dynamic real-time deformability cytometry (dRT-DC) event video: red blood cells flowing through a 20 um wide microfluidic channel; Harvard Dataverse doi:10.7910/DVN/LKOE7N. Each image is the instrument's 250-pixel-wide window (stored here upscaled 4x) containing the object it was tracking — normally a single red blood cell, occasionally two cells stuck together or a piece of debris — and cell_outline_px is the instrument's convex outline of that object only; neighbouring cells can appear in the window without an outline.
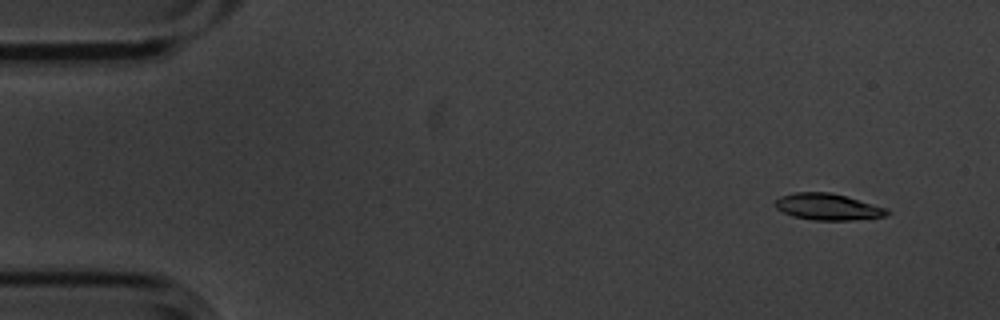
{"species": "common noctule bat (a hibernating species)", "species_latin": "Nyctalus noctula", "temperature_condition": "cold", "stored_images_in_passage": 17, "camera_frame_rate_fps": 3000, "um_per_image_px": 0.085, "animal": {"sex": "male", "body_mass_g": 20.1, "forearm_length_mm": 53.5}, "frame": {"image": 1, "passage_image": 5, "time_ms": 1.333, "image_size_px": [1000, 320], "cell_outline_px": [[892, 212], [888, 216], [852, 220], [812, 220], [792, 216], [776, 208], [776, 200], [780, 196], [796, 192], [832, 192], [888, 208]], "centroid_in_image_um": [70.42, 17.58], "position_along_channel_um": 14.6, "area_um2": 17.4}}